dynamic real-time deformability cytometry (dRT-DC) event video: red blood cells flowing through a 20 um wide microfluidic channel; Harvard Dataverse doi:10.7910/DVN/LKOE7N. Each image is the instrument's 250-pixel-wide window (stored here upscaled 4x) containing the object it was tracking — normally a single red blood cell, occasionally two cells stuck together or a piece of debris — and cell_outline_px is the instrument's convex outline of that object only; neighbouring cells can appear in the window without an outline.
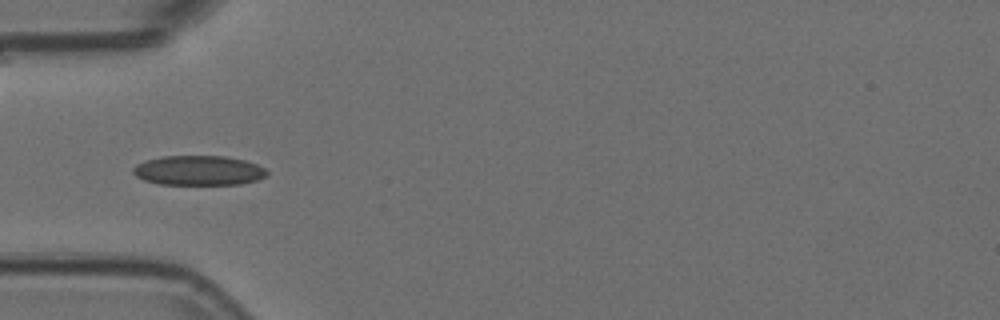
{"species": "Egyptian fruit bat (a non-hibernating species)", "species_latin": "Rousettus aegyptiacus", "temperature_condition": "room temperature", "stored_images_in_passage": 53, "camera_frame_rate_fps": 3000, "um_per_image_px": 0.085, "animal": {"sex": "female"}, "frame": {"image": 1, "passage_image": 16, "time_ms": 5.0, "image_size_px": [1000, 320], "cell_outline_px": [[268, 176], [256, 180], [240, 184], [160, 184], [144, 180], [136, 176], [132, 172], [132, 168], [136, 164], [160, 156], [224, 156], [244, 160], [256, 164], [264, 168], [268, 172]], "centroid_in_image_um": [16.88, 14.49], "position_along_channel_um": 68.1, "area_um2": 23.12}}
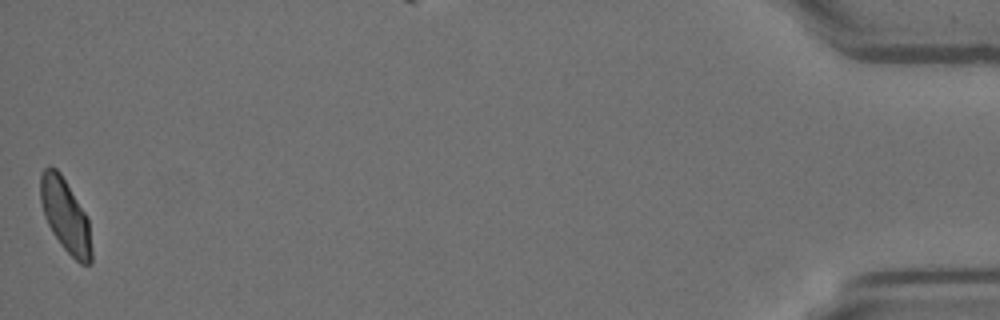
{"frame": {"image": 2, "passage_image": 53, "time_ms": 17.333, "image_size_px": [1000, 320], "cell_outline_px": [[92, 264], [80, 264], [60, 244], [52, 232], [44, 216], [40, 200], [40, 172], [48, 164], [56, 168], [60, 172], [88, 216], [92, 248]], "centroid_in_image_um": [5.56, 18.3], "position_along_channel_um": 429.6, "area_um2": 22.14}, "authors_computed_cell_mechanics": {"area_um2": 22.253, "velocity_mm_per_s": 3.7227, "shape_relaxation_time_tau1_ms": 8.3871, "shape_relaxation_time_tau2_ms": 1.2952, "deformation_change_tau1": 0.1437, "deformation_change_tau2": 0.0488}}